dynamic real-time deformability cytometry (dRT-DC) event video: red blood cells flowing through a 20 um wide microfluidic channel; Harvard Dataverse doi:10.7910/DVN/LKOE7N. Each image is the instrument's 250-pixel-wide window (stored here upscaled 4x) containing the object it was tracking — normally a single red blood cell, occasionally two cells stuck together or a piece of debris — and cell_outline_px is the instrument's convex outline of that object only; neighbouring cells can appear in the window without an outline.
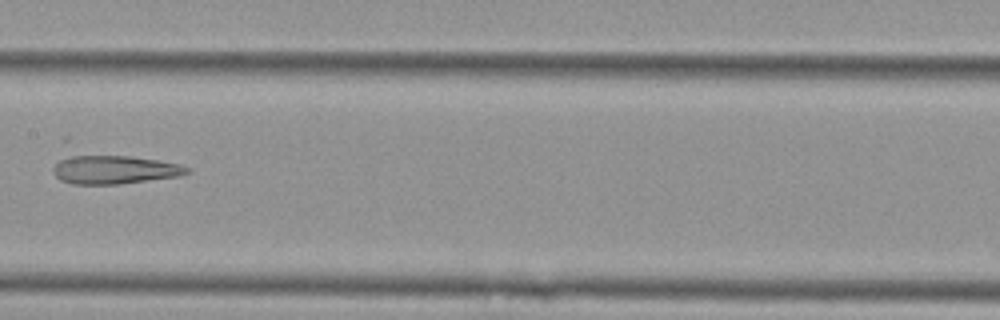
{"species": "Egyptian fruit bat (a non-hibernating species)", "species_latin": "Rousettus aegyptiacus", "temperature_condition": "cold", "stored_images_in_passage": 7, "camera_frame_rate_fps": 3000, "um_per_image_px": 0.085, "animal": {"sex": "female"}, "frame": {"image": 1, "passage_image": 7, "time_ms": 2.0, "image_size_px": [1000, 320], "cell_outline_px": [[192, 172], [180, 176], [116, 184], [72, 184], [60, 180], [52, 172], [52, 168], [60, 160], [72, 152], [76, 152], [132, 156], [180, 164], [192, 168]], "centroid_in_image_um": [9.66, 14.37], "position_along_channel_um": 197.7, "area_um2": 23.18}}